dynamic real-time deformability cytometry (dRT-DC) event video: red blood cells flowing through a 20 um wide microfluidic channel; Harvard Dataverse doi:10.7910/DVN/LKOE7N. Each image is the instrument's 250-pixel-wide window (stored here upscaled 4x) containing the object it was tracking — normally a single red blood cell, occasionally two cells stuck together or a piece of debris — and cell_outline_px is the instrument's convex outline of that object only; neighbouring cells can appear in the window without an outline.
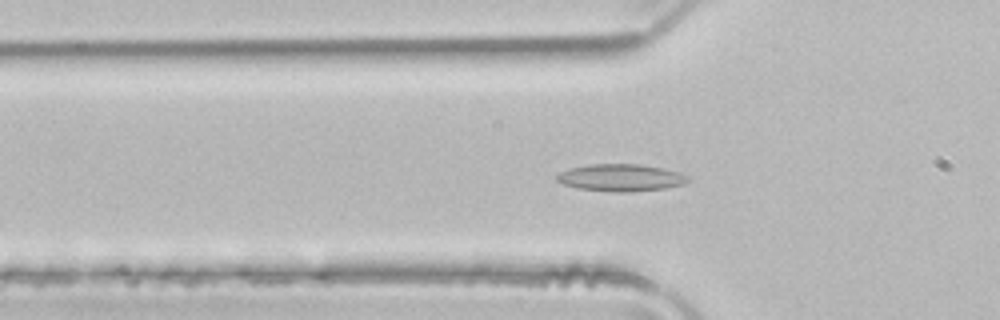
{"species": "common noctule bat (a hibernating species)", "species_latin": "Nyctalus noctula", "temperature_condition": "room temperature", "stored_images_in_passage": 51, "camera_frame_rate_fps": 3000, "um_per_image_px": 0.085, "animal": {"sex": "male", "body_mass_g": 21.5, "forearm_length_mm": 52.0}, "frame": {"image": 1, "passage_image": 17, "time_ms": 5.333, "image_size_px": [1000, 320], "cell_outline_px": [[688, 180], [684, 184], [664, 188], [632, 192], [616, 192], [576, 188], [564, 184], [556, 180], [556, 176], [560, 172], [568, 168], [588, 164], [640, 164], [664, 168], [688, 176]], "centroid_in_image_um": [52.73, 15.1], "position_along_channel_um": 73.1, "area_um2": 20.75}}
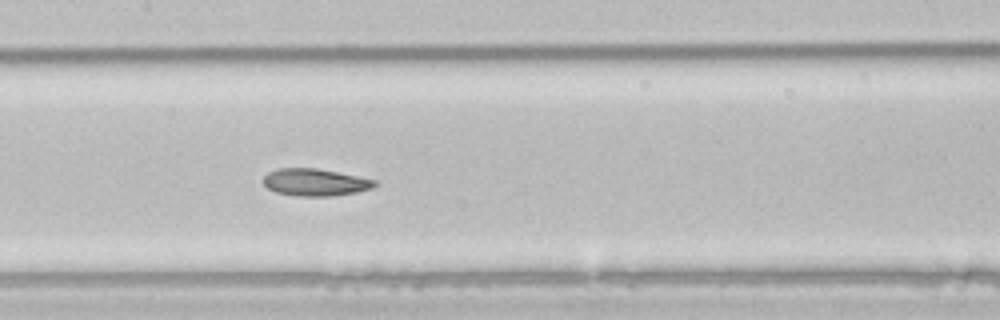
{"frame": {"image": 2, "passage_image": 25, "time_ms": 8.0, "image_size_px": [1000, 320], "cell_outline_px": [[376, 184], [372, 188], [356, 192], [332, 196], [296, 196], [276, 192], [268, 188], [264, 184], [264, 176], [268, 172], [280, 168], [316, 168], [376, 180]], "centroid_in_image_um": [26.77, 15.5], "position_along_channel_um": 180.6, "area_um2": 17.46}}
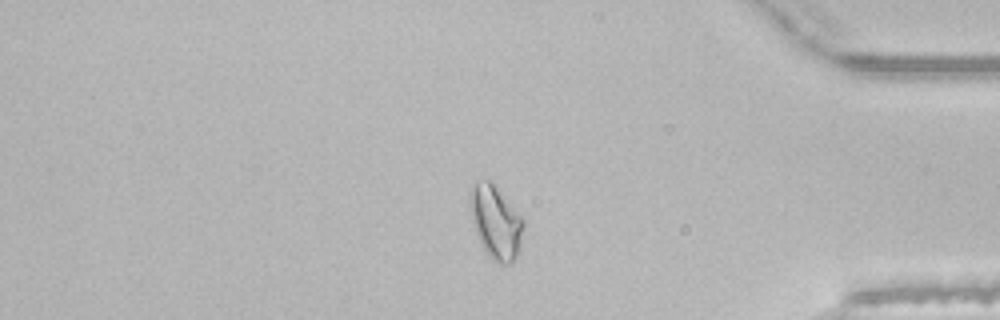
{"frame": {"image": 3, "passage_image": 43, "time_ms": 14.0, "image_size_px": [1000, 320], "cell_outline_px": [[524, 228], [520, 248], [516, 256], [508, 264], [500, 264], [492, 260], [484, 248], [476, 232], [472, 220], [468, 196], [468, 192], [476, 180], [492, 180], [496, 184], [524, 216]], "centroid_in_image_um": [42.16, 18.8], "position_along_channel_um": 393.0, "area_um2": 23.41}, "authors_computed_cell_mechanics": {"area_um2": 19.7676, "velocity_mm_per_s": 4.0035, "shape_relaxation_time_tau1_ms": null, "shape_relaxation_time_tau2_ms": 3.0117, "deformation_change_tau1": null, "deformation_change_tau2": 0.0912}}